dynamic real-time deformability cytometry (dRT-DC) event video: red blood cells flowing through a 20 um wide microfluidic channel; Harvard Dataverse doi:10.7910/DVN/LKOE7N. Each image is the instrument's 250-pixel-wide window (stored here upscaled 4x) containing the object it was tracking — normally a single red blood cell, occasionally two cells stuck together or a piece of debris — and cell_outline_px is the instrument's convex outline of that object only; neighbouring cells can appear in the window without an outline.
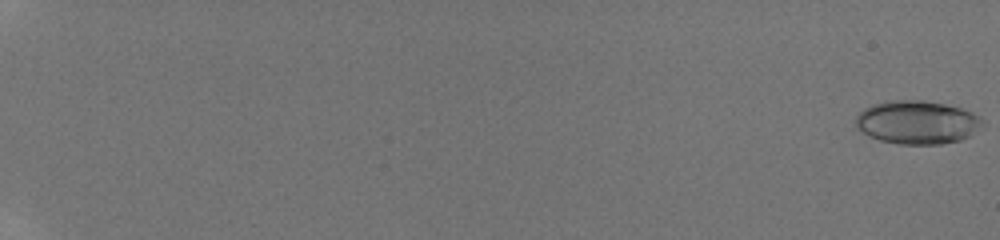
{"species": "human", "species_latin": "Homo sapiens", "temperature_condition": "room temperature", "stored_images_in_passage": 18, "camera_frame_rate_fps": 3000, "um_per_image_px": 0.085, "donor": {"sex": "male"}, "frame": {"image": 1, "passage_image": 1, "time_ms": 0.0, "image_size_px": [1000, 240], "cell_outline_px": [[984, 124], [968, 136], [960, 140], [940, 144], [900, 144], [880, 140], [856, 128], [856, 116], [864, 108], [872, 104], [888, 100], [924, 100], [944, 104], [960, 108], [972, 112], [980, 116], [984, 120]], "centroid_in_image_um": [77.96, 10.38], "position_along_channel_um": 7.0, "area_um2": 31.96}}